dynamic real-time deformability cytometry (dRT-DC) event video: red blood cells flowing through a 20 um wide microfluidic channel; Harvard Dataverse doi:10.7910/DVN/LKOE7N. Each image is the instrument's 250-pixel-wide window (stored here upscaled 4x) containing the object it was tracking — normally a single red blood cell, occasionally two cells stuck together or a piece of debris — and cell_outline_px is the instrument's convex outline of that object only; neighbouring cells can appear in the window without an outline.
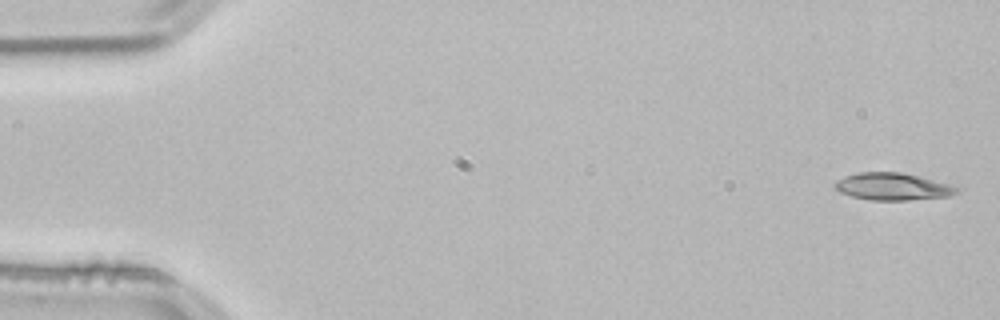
{"species": "common noctule bat (a hibernating species)", "species_latin": "Nyctalus noctula", "temperature_condition": "room temperature", "stored_images_in_passage": 52, "camera_frame_rate_fps": 3000, "um_per_image_px": 0.085, "animal": {"sex": "male", "body_mass_g": 21.5, "forearm_length_mm": 52.0}, "frame": {"image": 1, "passage_image": 1, "time_ms": 0.0, "image_size_px": [1000, 320], "cell_outline_px": [[964, 188], [960, 192], [948, 196], [908, 200], [868, 200], [852, 196], [840, 192], [832, 184], [836, 180], [844, 176], [856, 172], [900, 172]], "centroid_in_image_um": [75.86, 15.86], "position_along_channel_um": 9.1, "area_um2": 19.36}}
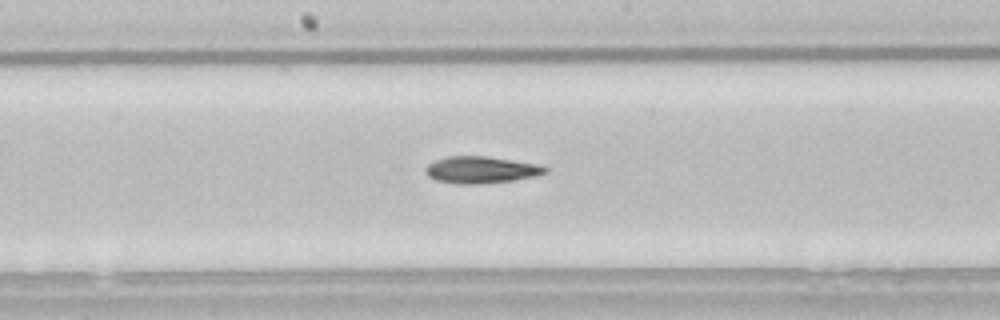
{"frame": {"image": 2, "passage_image": 27, "time_ms": 8.667, "image_size_px": [1000, 320], "cell_outline_px": [[548, 172], [536, 176], [512, 180], [476, 184], [456, 184], [436, 180], [428, 176], [424, 172], [424, 168], [428, 164], [436, 160], [448, 156], [488, 156], [536, 164], [548, 168]], "centroid_in_image_um": [40.85, 14.43], "position_along_channel_um": 207.3, "area_um2": 18.67}}
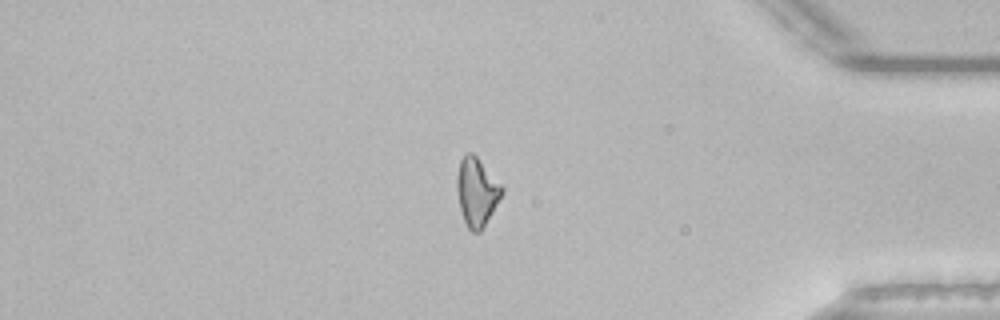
{"frame": {"image": 3, "passage_image": 44, "time_ms": 14.333, "image_size_px": [1000, 320], "cell_outline_px": [[504, 192], [480, 232], [472, 232], [468, 228], [464, 220], [460, 208], [456, 188], [456, 176], [460, 160], [468, 152], [472, 152], [476, 156], [504, 188]], "centroid_in_image_um": [40.51, 16.31], "position_along_channel_um": 394.7, "area_um2": 17.69}}